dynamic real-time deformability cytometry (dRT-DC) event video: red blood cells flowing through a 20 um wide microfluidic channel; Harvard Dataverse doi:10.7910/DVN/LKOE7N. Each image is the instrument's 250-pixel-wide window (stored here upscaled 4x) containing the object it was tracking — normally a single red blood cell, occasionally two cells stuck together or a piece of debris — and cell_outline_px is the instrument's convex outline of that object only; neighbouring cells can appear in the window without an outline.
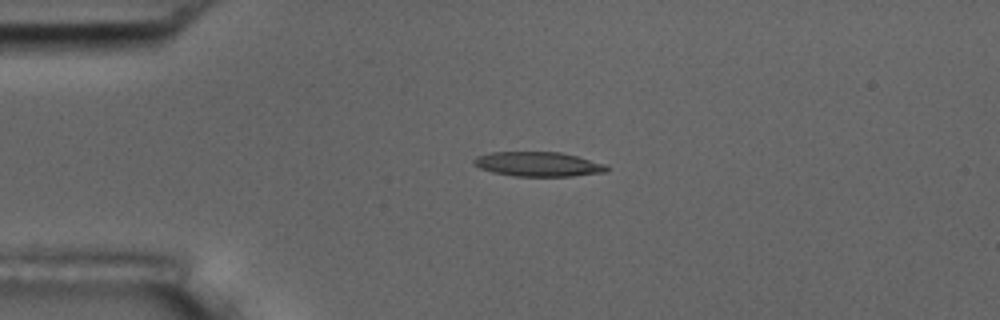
{"species": "common noctule bat (a hibernating species)", "species_latin": "Nyctalus noctula", "temperature_condition": "room temperature", "stored_images_in_passage": 4, "camera_frame_rate_fps": 3000, "um_per_image_px": 0.085, "animal": {"sex": "male", "body_mass_g": 17.5, "forearm_length_mm": 52.3}, "frame": {"image": 1, "passage_image": 2, "time_ms": 1.0, "image_size_px": [1000, 320], "cell_outline_px": [[608, 172], [572, 176], [512, 176], [492, 172], [480, 168], [472, 164], [472, 160], [476, 156], [492, 152], [560, 152], [608, 164]], "centroid_in_image_um": [45.75, 13.96], "position_along_channel_um": 39.3, "area_um2": 19.19}}